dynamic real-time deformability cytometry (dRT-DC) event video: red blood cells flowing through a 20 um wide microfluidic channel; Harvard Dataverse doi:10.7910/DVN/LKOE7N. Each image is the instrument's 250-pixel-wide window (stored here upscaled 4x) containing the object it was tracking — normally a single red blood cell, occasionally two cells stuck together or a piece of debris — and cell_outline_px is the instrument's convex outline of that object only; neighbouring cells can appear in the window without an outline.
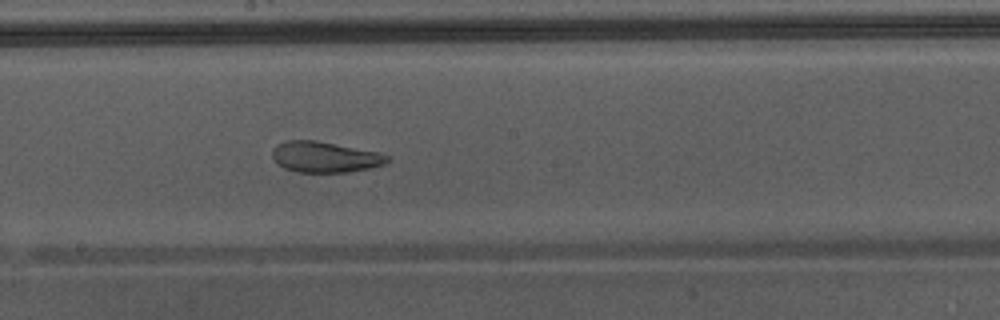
{"species": "Egyptian fruit bat (a non-hibernating species)", "species_latin": "Rousettus aegyptiacus", "temperature_condition": "warm", "stored_images_in_passage": 51, "camera_frame_rate_fps": 3000, "um_per_image_px": 0.085, "animal": {"sex": "male"}, "frame": {"image": 1, "passage_image": 30, "time_ms": 9.667, "image_size_px": [1000, 320], "cell_outline_px": [[392, 160], [384, 164], [368, 168], [348, 172], [296, 172], [284, 168], [272, 156], [272, 152], [276, 144], [284, 140], [316, 140], [380, 152], [388, 156]], "centroid_in_image_um": [27.63, 13.33], "position_along_channel_um": 220.6, "area_um2": 20.69}}